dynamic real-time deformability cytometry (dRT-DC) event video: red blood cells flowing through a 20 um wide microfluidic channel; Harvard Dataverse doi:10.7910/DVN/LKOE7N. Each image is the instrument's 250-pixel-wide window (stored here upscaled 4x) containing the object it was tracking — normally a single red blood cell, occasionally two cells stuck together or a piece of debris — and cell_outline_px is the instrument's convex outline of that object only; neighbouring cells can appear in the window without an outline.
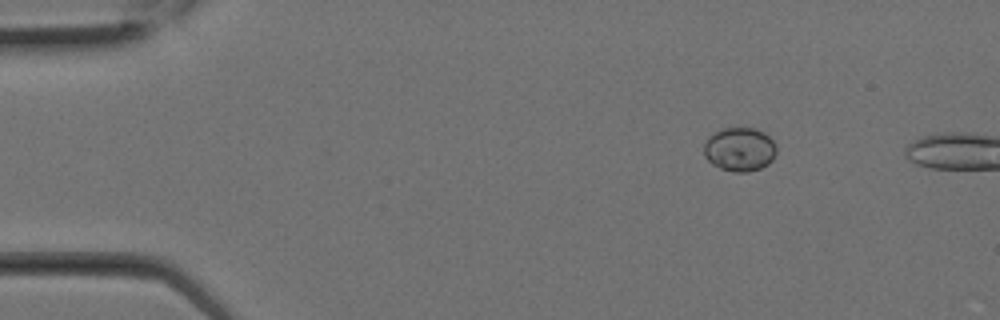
{"species": "Egyptian fruit bat (a non-hibernating species)", "species_latin": "Rousettus aegyptiacus", "temperature_condition": "room temperature", "stored_images_in_passage": 2, "camera_frame_rate_fps": 3000, "um_per_image_px": 0.085, "animal": {"sex": "female"}, "frame": {"image": 1, "passage_image": 1, "time_ms": 0.0, "image_size_px": [1000, 320], "cell_outline_px": [[776, 152], [772, 160], [768, 164], [760, 168], [748, 172], [732, 172], [720, 168], [712, 164], [704, 156], [704, 144], [708, 136], [720, 128], [756, 128], [764, 132], [776, 144]], "centroid_in_image_um": [62.85, 12.69], "position_along_channel_um": 22.1, "area_um2": 18.73}}